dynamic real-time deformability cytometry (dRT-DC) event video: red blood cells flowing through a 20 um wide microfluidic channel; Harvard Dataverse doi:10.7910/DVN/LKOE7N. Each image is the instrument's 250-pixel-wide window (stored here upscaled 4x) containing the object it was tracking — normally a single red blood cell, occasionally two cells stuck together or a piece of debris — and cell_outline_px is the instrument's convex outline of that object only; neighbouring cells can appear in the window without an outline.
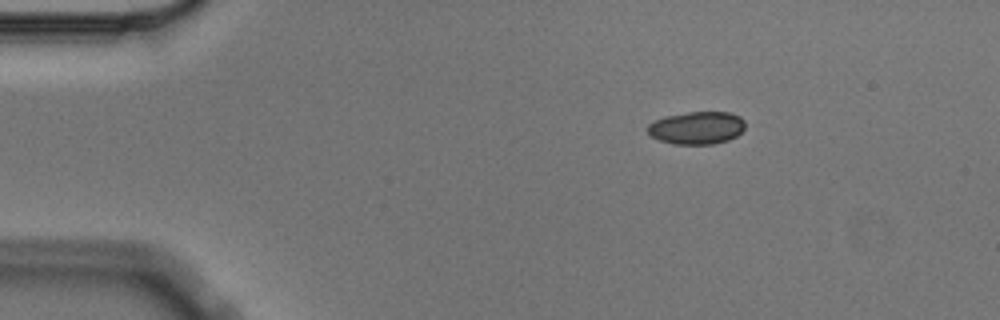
{"species": "Egyptian fruit bat (a non-hibernating species)", "species_latin": "Rousettus aegyptiacus", "temperature_condition": "cold", "stored_images_in_passage": 3, "camera_frame_rate_fps": 3000, "um_per_image_px": 0.085, "animal": {"sex": "male"}, "frame": {"image": 1, "passage_image": 1, "time_ms": 0.0, "image_size_px": [1000, 320], "cell_outline_px": [[744, 128], [736, 136], [728, 140], [712, 144], [672, 144], [660, 140], [652, 136], [648, 132], [648, 124], [664, 116], [688, 112], [732, 112], [740, 116], [744, 120]], "centroid_in_image_um": [59.24, 10.86], "position_along_channel_um": 25.8, "area_um2": 18.55}}